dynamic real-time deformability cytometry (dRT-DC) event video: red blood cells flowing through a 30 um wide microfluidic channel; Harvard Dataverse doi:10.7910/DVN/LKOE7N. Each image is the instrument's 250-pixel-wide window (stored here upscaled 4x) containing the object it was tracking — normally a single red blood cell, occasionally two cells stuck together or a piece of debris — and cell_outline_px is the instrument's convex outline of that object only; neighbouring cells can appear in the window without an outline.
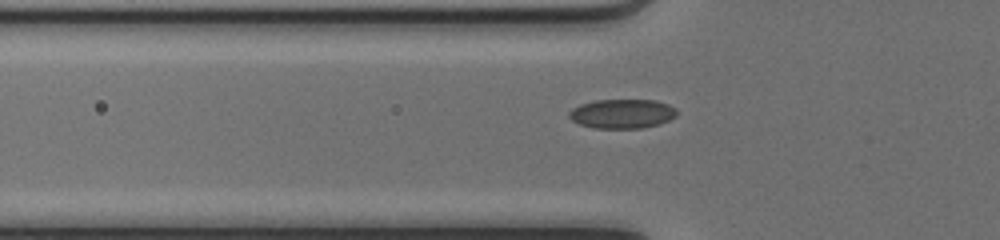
{"species": "common noctule bat (a hibernating species)", "species_latin": "Nyctalus noctula", "temperature_condition": "cold", "stored_images_in_passage": 33, "camera_frame_rate_fps": 3000, "um_per_image_px": 0.085, "animal": {"sex": "female", "body_mass_g": 17.0, "forearm_length_mm": 48.0}, "frame": {"image": 1, "passage_image": 6, "time_ms": 1.667, "image_size_px": [1000, 240], "cell_outline_px": [[676, 116], [660, 124], [640, 128], [592, 128], [580, 124], [572, 120], [568, 116], [568, 112], [572, 108], [580, 104], [596, 100], [656, 100], [668, 104], [676, 108]], "centroid_in_image_um": [52.87, 9.66], "position_along_channel_um": 72.9, "area_um2": 18.44}}
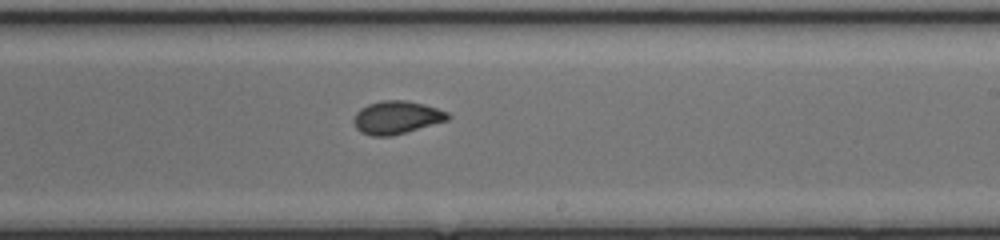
{"frame": {"image": 2, "passage_image": 19, "time_ms": 6.0, "image_size_px": [1000, 240], "cell_outline_px": [[452, 116], [448, 120], [392, 136], [372, 136], [360, 132], [356, 128], [352, 120], [356, 112], [360, 108], [368, 104], [380, 100], [404, 100], [424, 104], [448, 112]], "centroid_in_image_um": [33.69, 9.98], "position_along_channel_um": 255.3, "area_um2": 18.21}}
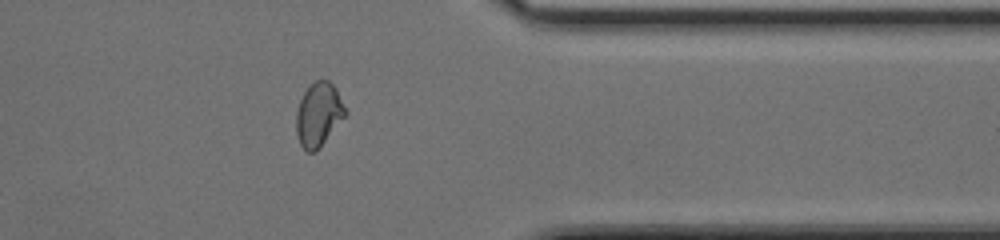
{"frame": {"image": 3, "passage_image": 29, "time_ms": 9.333, "image_size_px": [1000, 240], "cell_outline_px": [[348, 112], [320, 148], [316, 152], [308, 152], [300, 144], [296, 132], [296, 112], [300, 100], [304, 92], [316, 80], [328, 80], [336, 88]], "centroid_in_image_um": [27.09, 9.75], "position_along_channel_um": 384.3, "area_um2": 18.21}}